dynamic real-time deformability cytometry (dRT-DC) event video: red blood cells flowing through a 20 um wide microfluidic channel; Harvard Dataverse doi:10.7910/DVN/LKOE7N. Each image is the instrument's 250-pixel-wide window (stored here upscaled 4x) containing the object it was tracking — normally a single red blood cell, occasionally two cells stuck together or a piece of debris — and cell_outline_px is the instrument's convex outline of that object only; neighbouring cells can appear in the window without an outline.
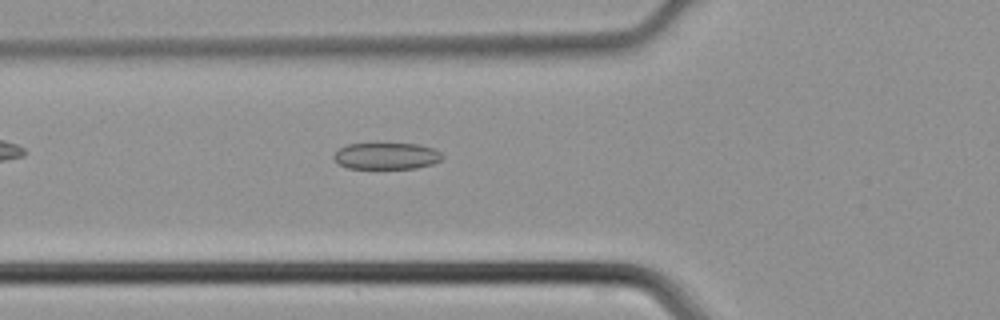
{"species": "common noctule bat (a hibernating species)", "species_latin": "Nyctalus noctula", "temperature_condition": "cold", "stored_images_in_passage": 37, "segment_of_instrument_passage": [1, 2], "camera_frame_rate_fps": 3000, "um_per_image_px": 0.085, "animal": {"sex": "male", "body_mass_g": 21.5, "forearm_length_mm": 52.0}, "frame": {"image": 1, "passage_image": 7, "time_ms": 2.0, "image_size_px": [1000, 320], "cell_outline_px": [[444, 156], [440, 160], [432, 164], [416, 168], [348, 168], [340, 164], [332, 156], [340, 148], [348, 144], [376, 140], [420, 144], [432, 148], [440, 152]], "centroid_in_image_um": [32.84, 13.19], "position_along_channel_um": 93.0, "area_um2": 17.63}}
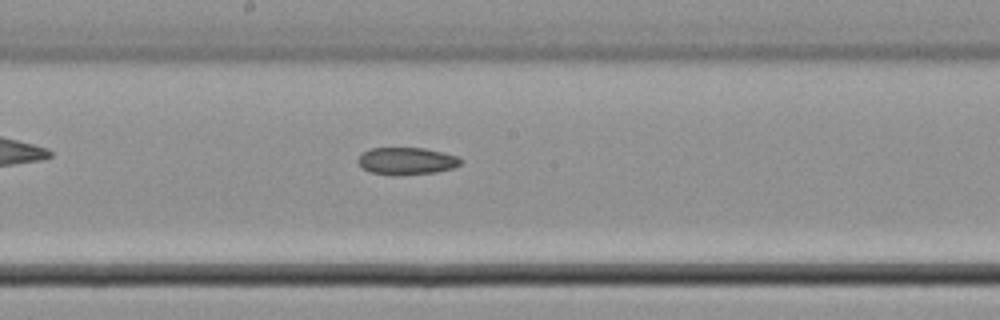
{"frame": {"image": 2, "passage_image": 15, "time_ms": 4.667, "image_size_px": [1000, 320], "cell_outline_px": [[464, 160], [460, 164], [452, 168], [436, 172], [372, 172], [364, 168], [356, 160], [364, 152], [372, 148], [424, 148], [444, 152], [460, 156]], "centroid_in_image_um": [34.65, 13.62], "position_along_channel_um": 213.5, "area_um2": 15.43}}
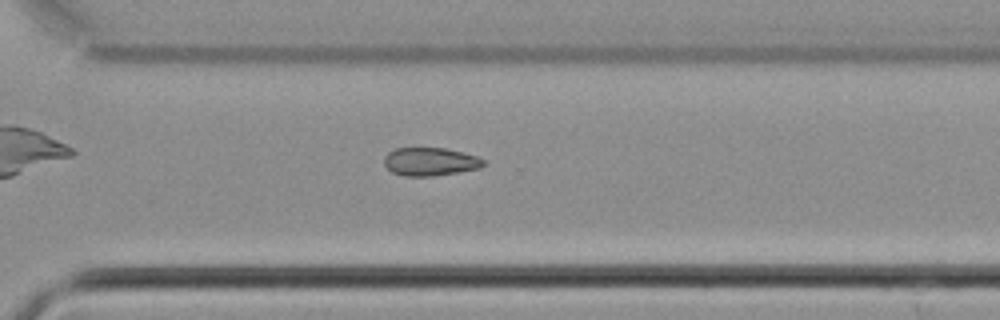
{"frame": {"image": 3, "passage_image": 23, "time_ms": 7.333, "image_size_px": [1000, 320], "cell_outline_px": [[484, 164], [480, 168], [432, 176], [404, 176], [392, 172], [384, 164], [384, 156], [388, 152], [396, 148], [444, 148], [464, 152], [476, 156], [484, 160]], "centroid_in_image_um": [36.54, 13.73], "position_along_channel_um": 334.1, "area_um2": 16.24}}